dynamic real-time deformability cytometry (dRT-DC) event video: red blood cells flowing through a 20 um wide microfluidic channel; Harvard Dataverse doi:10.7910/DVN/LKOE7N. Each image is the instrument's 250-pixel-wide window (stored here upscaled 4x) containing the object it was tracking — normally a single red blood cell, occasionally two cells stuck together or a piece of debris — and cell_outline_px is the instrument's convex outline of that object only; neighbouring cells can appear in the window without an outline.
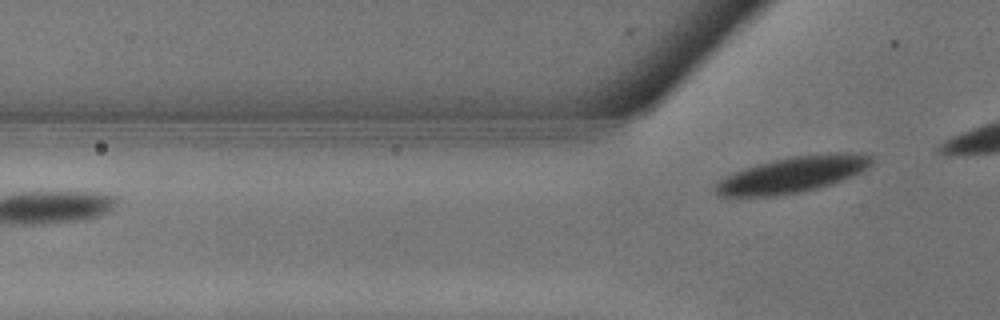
{"species": "common noctule bat (a hibernating species)", "species_latin": "Nyctalus noctula", "temperature_condition": "warm", "stored_images_in_passage": 3, "segment_of_instrument_passage": [2, 2], "camera_frame_rate_fps": 3000, "um_per_image_px": 0.085, "animal": {"sex": "male", "body_mass_g": 13.3}, "frame": {"image": 1, "passage_image": 3, "time_ms": 0.667, "image_size_px": [1000, 320], "cell_outline_px": [[872, 164], [868, 168], [852, 176], [828, 184], [800, 192], [776, 196], [720, 196], [716, 192], [716, 184], [720, 180], [736, 172], [760, 164], [776, 160], [796, 156], [828, 152], [852, 152], [872, 156]], "centroid_in_image_um": [67.44, 14.83], "position_along_channel_um": 58.4, "area_um2": 31.96}}